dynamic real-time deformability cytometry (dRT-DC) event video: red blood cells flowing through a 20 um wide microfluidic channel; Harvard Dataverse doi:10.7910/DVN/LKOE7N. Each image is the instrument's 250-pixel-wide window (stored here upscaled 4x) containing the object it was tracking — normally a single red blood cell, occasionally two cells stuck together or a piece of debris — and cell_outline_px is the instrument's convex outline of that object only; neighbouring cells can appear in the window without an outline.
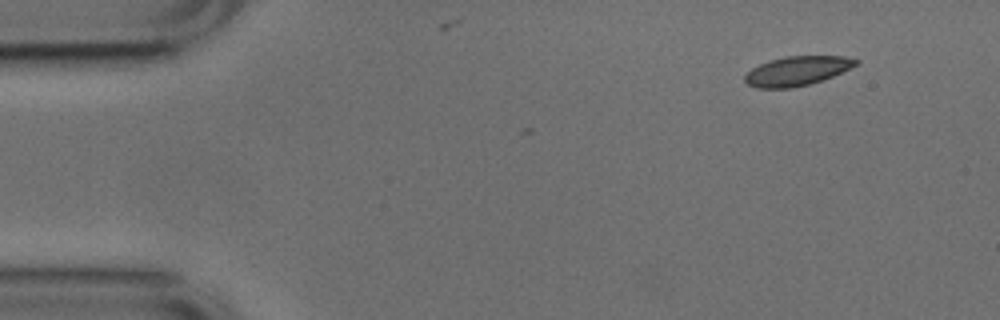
{"species": "common noctule bat (a hibernating species)", "species_latin": "Nyctalus noctula", "temperature_condition": "cold", "stored_images_in_passage": 4, "camera_frame_rate_fps": 3000, "um_per_image_px": 0.085, "animal": {"sex": "male", "body_mass_g": 17.9, "forearm_length_mm": 54.2}, "frame": {"image": 1, "passage_image": 1, "time_ms": 0.0, "image_size_px": [1000, 320], "cell_outline_px": [[860, 60], [856, 64], [832, 76], [808, 84], [792, 88], [756, 88], [748, 84], [744, 80], [744, 76], [752, 68], [768, 60], [784, 56], [844, 56]], "centroid_in_image_um": [67.69, 6.02], "position_along_channel_um": 17.3, "area_um2": 18.73}}